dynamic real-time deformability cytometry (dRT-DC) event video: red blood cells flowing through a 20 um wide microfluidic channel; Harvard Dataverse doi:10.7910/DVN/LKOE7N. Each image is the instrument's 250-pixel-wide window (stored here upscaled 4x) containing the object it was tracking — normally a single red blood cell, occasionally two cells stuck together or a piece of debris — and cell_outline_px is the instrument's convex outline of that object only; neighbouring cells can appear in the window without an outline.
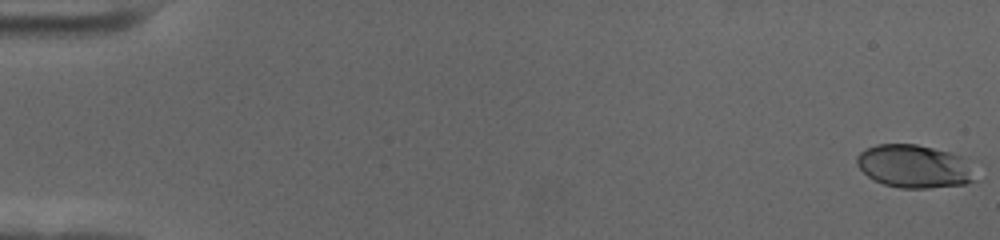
{"species": "human", "species_latin": "Homo sapiens", "temperature_condition": "cold", "stored_images_in_passage": 32, "camera_frame_rate_fps": 3000, "um_per_image_px": 0.085, "donor": {"sex": "female"}, "frame": {"image": 1, "passage_image": 1, "time_ms": 0.0, "image_size_px": [1000, 240], "cell_outline_px": [[976, 180], [964, 184], [928, 188], [900, 188], [884, 184], [868, 176], [856, 164], [856, 156], [860, 152], [876, 144], [916, 144], [952, 152], [960, 156]], "centroid_in_image_um": [77.65, 14.13], "position_along_channel_um": 7.4, "area_um2": 29.25}}
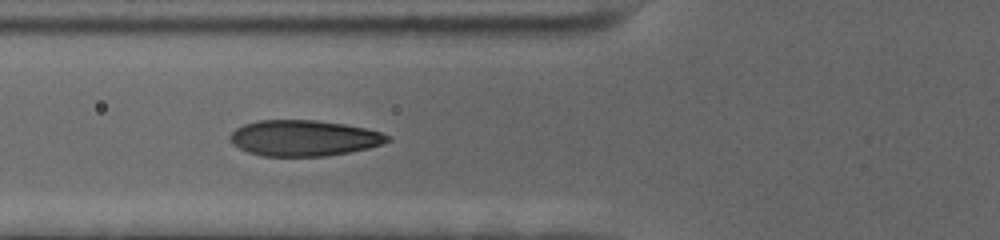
{"frame": {"image": 2, "passage_image": 23, "time_ms": 7.333, "image_size_px": [1000, 240], "cell_outline_px": [[392, 140], [368, 148], [348, 152], [324, 156], [260, 156], [248, 152], [232, 144], [228, 140], [228, 136], [236, 128], [244, 124], [260, 120], [316, 120], [344, 124], [364, 128], [380, 132], [392, 136]], "centroid_in_image_um": [25.8, 11.73], "position_along_channel_um": 100.0, "area_um2": 32.95}}
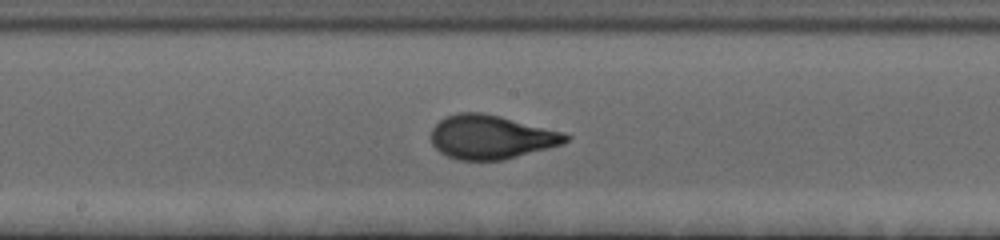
{"frame": {"image": 3, "passage_image": 32, "time_ms": 10.333, "image_size_px": [1000, 240], "cell_outline_px": [[572, 136], [564, 144], [504, 160], [456, 160], [440, 152], [432, 144], [432, 128], [440, 120], [456, 112], [484, 112], [564, 132]], "centroid_in_image_um": [41.77, 11.65], "position_along_channel_um": 206.4, "area_um2": 34.56}}